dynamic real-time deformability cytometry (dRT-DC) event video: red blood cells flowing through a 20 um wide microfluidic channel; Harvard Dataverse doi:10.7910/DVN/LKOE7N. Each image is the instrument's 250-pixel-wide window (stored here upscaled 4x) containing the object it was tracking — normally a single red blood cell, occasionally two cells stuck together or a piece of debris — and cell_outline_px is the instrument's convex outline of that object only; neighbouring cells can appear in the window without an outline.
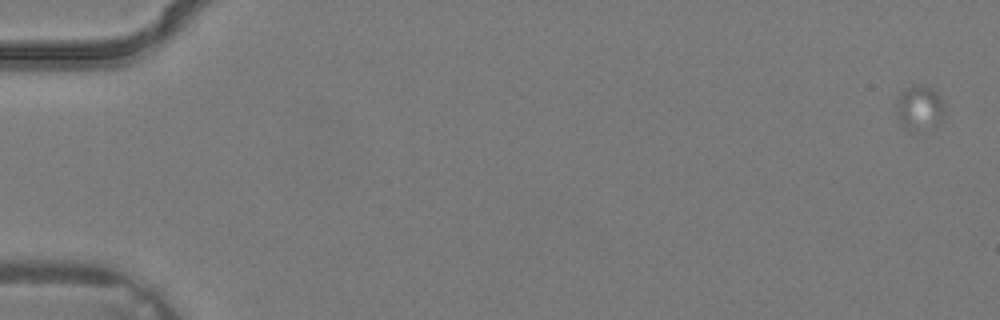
{"species": "common noctule bat (a hibernating species)", "species_latin": "Nyctalus noctula", "temperature_condition": "warm", "stored_images_in_passage": 4, "camera_frame_rate_fps": 3000, "um_per_image_px": 0.085, "animal": {"sex": "male", "body_mass_g": 19.2, "forearm_length_mm": 51.8}, "frame": {"image": 1, "passage_image": 1, "time_ms": 0.0, "image_size_px": [1000, 320], "cell_outline_px": [[944, 112], [940, 116], [912, 132], [908, 132], [900, 120], [896, 104], [900, 92], [912, 84], [920, 84], [936, 92], [944, 104]], "centroid_in_image_um": [78.08, 9.07], "position_along_channel_um": 6.9, "area_um2": 11.56}}
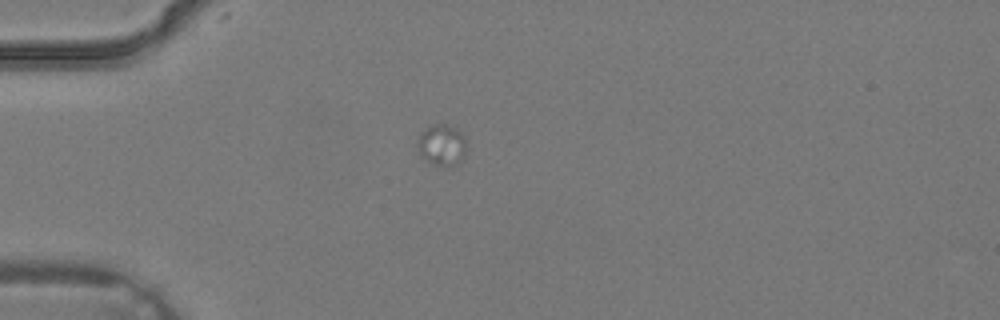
{"frame": {"image": 2, "passage_image": 4, "time_ms": 1.0, "image_size_px": [1000, 320], "cell_outline_px": [[468, 148], [464, 156], [456, 164], [432, 164], [420, 156], [416, 144], [420, 132], [424, 128], [436, 124], [448, 124], [456, 128], [460, 132]], "centroid_in_image_um": [37.53, 12.29], "position_along_channel_um": 47.5, "area_um2": 11.73}}